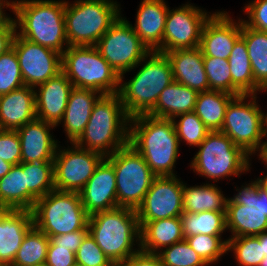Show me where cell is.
Instances as JSON below:
<instances>
[{
	"label": "cell",
	"instance_id": "30",
	"mask_svg": "<svg viewBox=\"0 0 267 266\" xmlns=\"http://www.w3.org/2000/svg\"><path fill=\"white\" fill-rule=\"evenodd\" d=\"M232 77V95H252L262 89L254 82L245 41L240 37L228 57Z\"/></svg>",
	"mask_w": 267,
	"mask_h": 266
},
{
	"label": "cell",
	"instance_id": "28",
	"mask_svg": "<svg viewBox=\"0 0 267 266\" xmlns=\"http://www.w3.org/2000/svg\"><path fill=\"white\" fill-rule=\"evenodd\" d=\"M37 198L26 187L23 162L13 165L0 178V208L9 210H32Z\"/></svg>",
	"mask_w": 267,
	"mask_h": 266
},
{
	"label": "cell",
	"instance_id": "3",
	"mask_svg": "<svg viewBox=\"0 0 267 266\" xmlns=\"http://www.w3.org/2000/svg\"><path fill=\"white\" fill-rule=\"evenodd\" d=\"M129 120L118 93L102 95L75 144L107 157L129 143Z\"/></svg>",
	"mask_w": 267,
	"mask_h": 266
},
{
	"label": "cell",
	"instance_id": "44",
	"mask_svg": "<svg viewBox=\"0 0 267 266\" xmlns=\"http://www.w3.org/2000/svg\"><path fill=\"white\" fill-rule=\"evenodd\" d=\"M0 158L12 165L21 163V146L16 130L0 129Z\"/></svg>",
	"mask_w": 267,
	"mask_h": 266
},
{
	"label": "cell",
	"instance_id": "6",
	"mask_svg": "<svg viewBox=\"0 0 267 266\" xmlns=\"http://www.w3.org/2000/svg\"><path fill=\"white\" fill-rule=\"evenodd\" d=\"M119 5L111 0L66 1L65 27L69 46H95L120 16Z\"/></svg>",
	"mask_w": 267,
	"mask_h": 266
},
{
	"label": "cell",
	"instance_id": "13",
	"mask_svg": "<svg viewBox=\"0 0 267 266\" xmlns=\"http://www.w3.org/2000/svg\"><path fill=\"white\" fill-rule=\"evenodd\" d=\"M248 97L252 100L245 103ZM256 97V94L235 96L226 108L220 130L250 156L258 151L262 138L266 137L263 129L264 113L259 108Z\"/></svg>",
	"mask_w": 267,
	"mask_h": 266
},
{
	"label": "cell",
	"instance_id": "40",
	"mask_svg": "<svg viewBox=\"0 0 267 266\" xmlns=\"http://www.w3.org/2000/svg\"><path fill=\"white\" fill-rule=\"evenodd\" d=\"M25 86L15 49L0 55V96Z\"/></svg>",
	"mask_w": 267,
	"mask_h": 266
},
{
	"label": "cell",
	"instance_id": "48",
	"mask_svg": "<svg viewBox=\"0 0 267 266\" xmlns=\"http://www.w3.org/2000/svg\"><path fill=\"white\" fill-rule=\"evenodd\" d=\"M125 266H162L157 254L148 253L141 249L129 257L124 263Z\"/></svg>",
	"mask_w": 267,
	"mask_h": 266
},
{
	"label": "cell",
	"instance_id": "24",
	"mask_svg": "<svg viewBox=\"0 0 267 266\" xmlns=\"http://www.w3.org/2000/svg\"><path fill=\"white\" fill-rule=\"evenodd\" d=\"M172 66L173 79L197 92L209 90L200 47L165 52Z\"/></svg>",
	"mask_w": 267,
	"mask_h": 266
},
{
	"label": "cell",
	"instance_id": "10",
	"mask_svg": "<svg viewBox=\"0 0 267 266\" xmlns=\"http://www.w3.org/2000/svg\"><path fill=\"white\" fill-rule=\"evenodd\" d=\"M105 158L114 167L117 206L136 210L156 175L143 156L129 143Z\"/></svg>",
	"mask_w": 267,
	"mask_h": 266
},
{
	"label": "cell",
	"instance_id": "53",
	"mask_svg": "<svg viewBox=\"0 0 267 266\" xmlns=\"http://www.w3.org/2000/svg\"><path fill=\"white\" fill-rule=\"evenodd\" d=\"M259 158L262 159V161H264L267 164V141L266 142H262V144L260 145L259 150Z\"/></svg>",
	"mask_w": 267,
	"mask_h": 266
},
{
	"label": "cell",
	"instance_id": "25",
	"mask_svg": "<svg viewBox=\"0 0 267 266\" xmlns=\"http://www.w3.org/2000/svg\"><path fill=\"white\" fill-rule=\"evenodd\" d=\"M36 91L23 86L0 96V129L17 130L37 118Z\"/></svg>",
	"mask_w": 267,
	"mask_h": 266
},
{
	"label": "cell",
	"instance_id": "45",
	"mask_svg": "<svg viewBox=\"0 0 267 266\" xmlns=\"http://www.w3.org/2000/svg\"><path fill=\"white\" fill-rule=\"evenodd\" d=\"M248 20L242 22L255 30L267 32V0H254L243 8Z\"/></svg>",
	"mask_w": 267,
	"mask_h": 266
},
{
	"label": "cell",
	"instance_id": "21",
	"mask_svg": "<svg viewBox=\"0 0 267 266\" xmlns=\"http://www.w3.org/2000/svg\"><path fill=\"white\" fill-rule=\"evenodd\" d=\"M35 93L36 117L49 124L57 126L62 122L73 88L67 76L60 72L56 77L40 84Z\"/></svg>",
	"mask_w": 267,
	"mask_h": 266
},
{
	"label": "cell",
	"instance_id": "55",
	"mask_svg": "<svg viewBox=\"0 0 267 266\" xmlns=\"http://www.w3.org/2000/svg\"><path fill=\"white\" fill-rule=\"evenodd\" d=\"M263 129H264V134L267 137V114L266 115L263 114Z\"/></svg>",
	"mask_w": 267,
	"mask_h": 266
},
{
	"label": "cell",
	"instance_id": "4",
	"mask_svg": "<svg viewBox=\"0 0 267 266\" xmlns=\"http://www.w3.org/2000/svg\"><path fill=\"white\" fill-rule=\"evenodd\" d=\"M88 232L113 264H124L140 248V226L136 210L118 207L89 216Z\"/></svg>",
	"mask_w": 267,
	"mask_h": 266
},
{
	"label": "cell",
	"instance_id": "42",
	"mask_svg": "<svg viewBox=\"0 0 267 266\" xmlns=\"http://www.w3.org/2000/svg\"><path fill=\"white\" fill-rule=\"evenodd\" d=\"M185 239L207 265L216 263L227 253V240L222 241L221 236L197 234Z\"/></svg>",
	"mask_w": 267,
	"mask_h": 266
},
{
	"label": "cell",
	"instance_id": "47",
	"mask_svg": "<svg viewBox=\"0 0 267 266\" xmlns=\"http://www.w3.org/2000/svg\"><path fill=\"white\" fill-rule=\"evenodd\" d=\"M89 234L88 229H81L74 232L54 236L50 238L49 246H65L76 253L84 238Z\"/></svg>",
	"mask_w": 267,
	"mask_h": 266
},
{
	"label": "cell",
	"instance_id": "27",
	"mask_svg": "<svg viewBox=\"0 0 267 266\" xmlns=\"http://www.w3.org/2000/svg\"><path fill=\"white\" fill-rule=\"evenodd\" d=\"M140 241L138 247L145 252L157 254L163 248L185 239L180 217L139 222Z\"/></svg>",
	"mask_w": 267,
	"mask_h": 266
},
{
	"label": "cell",
	"instance_id": "57",
	"mask_svg": "<svg viewBox=\"0 0 267 266\" xmlns=\"http://www.w3.org/2000/svg\"><path fill=\"white\" fill-rule=\"evenodd\" d=\"M111 266H125L124 264H112Z\"/></svg>",
	"mask_w": 267,
	"mask_h": 266
},
{
	"label": "cell",
	"instance_id": "12",
	"mask_svg": "<svg viewBox=\"0 0 267 266\" xmlns=\"http://www.w3.org/2000/svg\"><path fill=\"white\" fill-rule=\"evenodd\" d=\"M226 202V229L231 237L256 236L267 231V192L258 181L242 186Z\"/></svg>",
	"mask_w": 267,
	"mask_h": 266
},
{
	"label": "cell",
	"instance_id": "52",
	"mask_svg": "<svg viewBox=\"0 0 267 266\" xmlns=\"http://www.w3.org/2000/svg\"><path fill=\"white\" fill-rule=\"evenodd\" d=\"M256 237L259 239V242L262 245L263 253L265 254V256H267V231L256 235Z\"/></svg>",
	"mask_w": 267,
	"mask_h": 266
},
{
	"label": "cell",
	"instance_id": "19",
	"mask_svg": "<svg viewBox=\"0 0 267 266\" xmlns=\"http://www.w3.org/2000/svg\"><path fill=\"white\" fill-rule=\"evenodd\" d=\"M79 194L89 215L118 208L114 167L106 158L100 162Z\"/></svg>",
	"mask_w": 267,
	"mask_h": 266
},
{
	"label": "cell",
	"instance_id": "38",
	"mask_svg": "<svg viewBox=\"0 0 267 266\" xmlns=\"http://www.w3.org/2000/svg\"><path fill=\"white\" fill-rule=\"evenodd\" d=\"M176 117L180 118L177 122ZM174 118L171 120L174 124L179 144L180 141L184 140L190 146L198 147L210 132L194 111L176 115Z\"/></svg>",
	"mask_w": 267,
	"mask_h": 266
},
{
	"label": "cell",
	"instance_id": "39",
	"mask_svg": "<svg viewBox=\"0 0 267 266\" xmlns=\"http://www.w3.org/2000/svg\"><path fill=\"white\" fill-rule=\"evenodd\" d=\"M162 266H207L186 239L157 253Z\"/></svg>",
	"mask_w": 267,
	"mask_h": 266
},
{
	"label": "cell",
	"instance_id": "32",
	"mask_svg": "<svg viewBox=\"0 0 267 266\" xmlns=\"http://www.w3.org/2000/svg\"><path fill=\"white\" fill-rule=\"evenodd\" d=\"M226 197L214 184L187 187L183 184V212H226Z\"/></svg>",
	"mask_w": 267,
	"mask_h": 266
},
{
	"label": "cell",
	"instance_id": "20",
	"mask_svg": "<svg viewBox=\"0 0 267 266\" xmlns=\"http://www.w3.org/2000/svg\"><path fill=\"white\" fill-rule=\"evenodd\" d=\"M54 127L36 118L16 130L21 146V162H53L59 147L50 134Z\"/></svg>",
	"mask_w": 267,
	"mask_h": 266
},
{
	"label": "cell",
	"instance_id": "17",
	"mask_svg": "<svg viewBox=\"0 0 267 266\" xmlns=\"http://www.w3.org/2000/svg\"><path fill=\"white\" fill-rule=\"evenodd\" d=\"M211 15L191 4L168 10L163 34V53L200 46L203 27Z\"/></svg>",
	"mask_w": 267,
	"mask_h": 266
},
{
	"label": "cell",
	"instance_id": "41",
	"mask_svg": "<svg viewBox=\"0 0 267 266\" xmlns=\"http://www.w3.org/2000/svg\"><path fill=\"white\" fill-rule=\"evenodd\" d=\"M209 90L232 94L231 70L226 59L203 56Z\"/></svg>",
	"mask_w": 267,
	"mask_h": 266
},
{
	"label": "cell",
	"instance_id": "29",
	"mask_svg": "<svg viewBox=\"0 0 267 266\" xmlns=\"http://www.w3.org/2000/svg\"><path fill=\"white\" fill-rule=\"evenodd\" d=\"M198 92L178 82L167 86L159 95L151 116L172 119L195 109Z\"/></svg>",
	"mask_w": 267,
	"mask_h": 266
},
{
	"label": "cell",
	"instance_id": "46",
	"mask_svg": "<svg viewBox=\"0 0 267 266\" xmlns=\"http://www.w3.org/2000/svg\"><path fill=\"white\" fill-rule=\"evenodd\" d=\"M75 253L65 246H48L45 266H73Z\"/></svg>",
	"mask_w": 267,
	"mask_h": 266
},
{
	"label": "cell",
	"instance_id": "23",
	"mask_svg": "<svg viewBox=\"0 0 267 266\" xmlns=\"http://www.w3.org/2000/svg\"><path fill=\"white\" fill-rule=\"evenodd\" d=\"M164 0H143L133 31L150 51L163 53V34L169 7Z\"/></svg>",
	"mask_w": 267,
	"mask_h": 266
},
{
	"label": "cell",
	"instance_id": "34",
	"mask_svg": "<svg viewBox=\"0 0 267 266\" xmlns=\"http://www.w3.org/2000/svg\"><path fill=\"white\" fill-rule=\"evenodd\" d=\"M50 238L34 225L28 230L10 266H44Z\"/></svg>",
	"mask_w": 267,
	"mask_h": 266
},
{
	"label": "cell",
	"instance_id": "5",
	"mask_svg": "<svg viewBox=\"0 0 267 266\" xmlns=\"http://www.w3.org/2000/svg\"><path fill=\"white\" fill-rule=\"evenodd\" d=\"M148 57L131 80L119 83L118 95L130 119L149 114L160 93L174 82L172 66L165 53L150 51Z\"/></svg>",
	"mask_w": 267,
	"mask_h": 266
},
{
	"label": "cell",
	"instance_id": "33",
	"mask_svg": "<svg viewBox=\"0 0 267 266\" xmlns=\"http://www.w3.org/2000/svg\"><path fill=\"white\" fill-rule=\"evenodd\" d=\"M241 38L245 41L254 82L267 91V32L258 31L242 22Z\"/></svg>",
	"mask_w": 267,
	"mask_h": 266
},
{
	"label": "cell",
	"instance_id": "37",
	"mask_svg": "<svg viewBox=\"0 0 267 266\" xmlns=\"http://www.w3.org/2000/svg\"><path fill=\"white\" fill-rule=\"evenodd\" d=\"M234 251L239 266H259L265 257L256 236H240L227 239V251Z\"/></svg>",
	"mask_w": 267,
	"mask_h": 266
},
{
	"label": "cell",
	"instance_id": "9",
	"mask_svg": "<svg viewBox=\"0 0 267 266\" xmlns=\"http://www.w3.org/2000/svg\"><path fill=\"white\" fill-rule=\"evenodd\" d=\"M198 147L190 167L206 178L217 182L250 169L249 155L221 131H210Z\"/></svg>",
	"mask_w": 267,
	"mask_h": 266
},
{
	"label": "cell",
	"instance_id": "31",
	"mask_svg": "<svg viewBox=\"0 0 267 266\" xmlns=\"http://www.w3.org/2000/svg\"><path fill=\"white\" fill-rule=\"evenodd\" d=\"M234 97L232 94L215 90L198 92L194 112L209 131H220L226 108Z\"/></svg>",
	"mask_w": 267,
	"mask_h": 266
},
{
	"label": "cell",
	"instance_id": "2",
	"mask_svg": "<svg viewBox=\"0 0 267 266\" xmlns=\"http://www.w3.org/2000/svg\"><path fill=\"white\" fill-rule=\"evenodd\" d=\"M66 1L20 0L14 1L16 33L26 40L51 48L62 54L69 46L65 27ZM18 25V26H17Z\"/></svg>",
	"mask_w": 267,
	"mask_h": 266
},
{
	"label": "cell",
	"instance_id": "26",
	"mask_svg": "<svg viewBox=\"0 0 267 266\" xmlns=\"http://www.w3.org/2000/svg\"><path fill=\"white\" fill-rule=\"evenodd\" d=\"M101 96L102 94L92 89L72 88L62 119L64 130L71 144L83 134L91 111Z\"/></svg>",
	"mask_w": 267,
	"mask_h": 266
},
{
	"label": "cell",
	"instance_id": "18",
	"mask_svg": "<svg viewBox=\"0 0 267 266\" xmlns=\"http://www.w3.org/2000/svg\"><path fill=\"white\" fill-rule=\"evenodd\" d=\"M242 20L233 22L225 11L213 13L201 34L199 47L203 56L228 60L234 44L241 37Z\"/></svg>",
	"mask_w": 267,
	"mask_h": 266
},
{
	"label": "cell",
	"instance_id": "51",
	"mask_svg": "<svg viewBox=\"0 0 267 266\" xmlns=\"http://www.w3.org/2000/svg\"><path fill=\"white\" fill-rule=\"evenodd\" d=\"M12 166V164L5 162L0 158V178L5 176L10 171Z\"/></svg>",
	"mask_w": 267,
	"mask_h": 266
},
{
	"label": "cell",
	"instance_id": "54",
	"mask_svg": "<svg viewBox=\"0 0 267 266\" xmlns=\"http://www.w3.org/2000/svg\"><path fill=\"white\" fill-rule=\"evenodd\" d=\"M259 186L267 192V175L257 179Z\"/></svg>",
	"mask_w": 267,
	"mask_h": 266
},
{
	"label": "cell",
	"instance_id": "36",
	"mask_svg": "<svg viewBox=\"0 0 267 266\" xmlns=\"http://www.w3.org/2000/svg\"><path fill=\"white\" fill-rule=\"evenodd\" d=\"M26 187L37 198L55 189L53 162H24Z\"/></svg>",
	"mask_w": 267,
	"mask_h": 266
},
{
	"label": "cell",
	"instance_id": "15",
	"mask_svg": "<svg viewBox=\"0 0 267 266\" xmlns=\"http://www.w3.org/2000/svg\"><path fill=\"white\" fill-rule=\"evenodd\" d=\"M12 47L19 61L25 86L35 89L62 72V54L53 49L30 42L17 33Z\"/></svg>",
	"mask_w": 267,
	"mask_h": 266
},
{
	"label": "cell",
	"instance_id": "16",
	"mask_svg": "<svg viewBox=\"0 0 267 266\" xmlns=\"http://www.w3.org/2000/svg\"><path fill=\"white\" fill-rule=\"evenodd\" d=\"M183 182L176 176H156L136 209L138 222L180 217L183 212Z\"/></svg>",
	"mask_w": 267,
	"mask_h": 266
},
{
	"label": "cell",
	"instance_id": "22",
	"mask_svg": "<svg viewBox=\"0 0 267 266\" xmlns=\"http://www.w3.org/2000/svg\"><path fill=\"white\" fill-rule=\"evenodd\" d=\"M33 226L30 210H0V266H10L22 240Z\"/></svg>",
	"mask_w": 267,
	"mask_h": 266
},
{
	"label": "cell",
	"instance_id": "35",
	"mask_svg": "<svg viewBox=\"0 0 267 266\" xmlns=\"http://www.w3.org/2000/svg\"><path fill=\"white\" fill-rule=\"evenodd\" d=\"M184 237L197 234L221 236L226 229V212L203 211L180 216Z\"/></svg>",
	"mask_w": 267,
	"mask_h": 266
},
{
	"label": "cell",
	"instance_id": "14",
	"mask_svg": "<svg viewBox=\"0 0 267 266\" xmlns=\"http://www.w3.org/2000/svg\"><path fill=\"white\" fill-rule=\"evenodd\" d=\"M72 145L63 150L57 147L53 160L54 184L56 190L79 193L105 157L75 143Z\"/></svg>",
	"mask_w": 267,
	"mask_h": 266
},
{
	"label": "cell",
	"instance_id": "1",
	"mask_svg": "<svg viewBox=\"0 0 267 266\" xmlns=\"http://www.w3.org/2000/svg\"><path fill=\"white\" fill-rule=\"evenodd\" d=\"M129 144L144 158L156 176H176L179 141L171 119L139 115L129 120ZM132 123V124H131Z\"/></svg>",
	"mask_w": 267,
	"mask_h": 266
},
{
	"label": "cell",
	"instance_id": "50",
	"mask_svg": "<svg viewBox=\"0 0 267 266\" xmlns=\"http://www.w3.org/2000/svg\"><path fill=\"white\" fill-rule=\"evenodd\" d=\"M3 7H5V8H9L10 7L9 9H11L12 12H13L14 1L10 2V1H7V0H0V23L15 22L14 18L12 19L11 17L5 15V13L2 10Z\"/></svg>",
	"mask_w": 267,
	"mask_h": 266
},
{
	"label": "cell",
	"instance_id": "11",
	"mask_svg": "<svg viewBox=\"0 0 267 266\" xmlns=\"http://www.w3.org/2000/svg\"><path fill=\"white\" fill-rule=\"evenodd\" d=\"M101 56L110 64L123 81L126 72L148 60L150 50L133 31L132 24L121 15L96 43Z\"/></svg>",
	"mask_w": 267,
	"mask_h": 266
},
{
	"label": "cell",
	"instance_id": "56",
	"mask_svg": "<svg viewBox=\"0 0 267 266\" xmlns=\"http://www.w3.org/2000/svg\"><path fill=\"white\" fill-rule=\"evenodd\" d=\"M259 266H267V256H265V257L261 260Z\"/></svg>",
	"mask_w": 267,
	"mask_h": 266
},
{
	"label": "cell",
	"instance_id": "7",
	"mask_svg": "<svg viewBox=\"0 0 267 266\" xmlns=\"http://www.w3.org/2000/svg\"><path fill=\"white\" fill-rule=\"evenodd\" d=\"M31 212L33 225L49 238L88 229L90 215L77 192L54 189L37 199Z\"/></svg>",
	"mask_w": 267,
	"mask_h": 266
},
{
	"label": "cell",
	"instance_id": "8",
	"mask_svg": "<svg viewBox=\"0 0 267 266\" xmlns=\"http://www.w3.org/2000/svg\"><path fill=\"white\" fill-rule=\"evenodd\" d=\"M62 53V72L73 87L92 89L102 95L119 92L120 76L95 46H68Z\"/></svg>",
	"mask_w": 267,
	"mask_h": 266
},
{
	"label": "cell",
	"instance_id": "49",
	"mask_svg": "<svg viewBox=\"0 0 267 266\" xmlns=\"http://www.w3.org/2000/svg\"><path fill=\"white\" fill-rule=\"evenodd\" d=\"M16 30L15 22L0 23V55L12 47Z\"/></svg>",
	"mask_w": 267,
	"mask_h": 266
},
{
	"label": "cell",
	"instance_id": "43",
	"mask_svg": "<svg viewBox=\"0 0 267 266\" xmlns=\"http://www.w3.org/2000/svg\"><path fill=\"white\" fill-rule=\"evenodd\" d=\"M75 258L76 264L82 266H111L113 264L90 234L84 238L75 253Z\"/></svg>",
	"mask_w": 267,
	"mask_h": 266
}]
</instances>
